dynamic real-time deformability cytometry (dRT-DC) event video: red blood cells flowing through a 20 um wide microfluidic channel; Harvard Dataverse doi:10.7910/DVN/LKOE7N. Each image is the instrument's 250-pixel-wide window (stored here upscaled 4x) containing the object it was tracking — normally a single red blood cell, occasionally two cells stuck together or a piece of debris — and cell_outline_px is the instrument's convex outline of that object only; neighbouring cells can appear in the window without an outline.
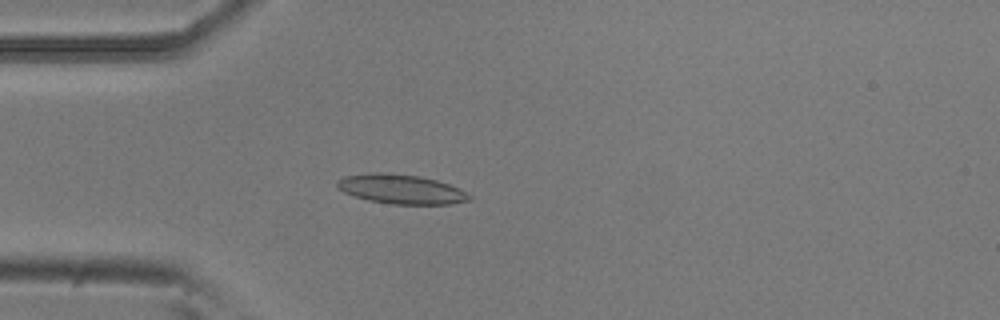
{"species": "common noctule bat (a hibernating species)", "species_latin": "Nyctalus noctula", "temperature_condition": "room temperature", "stored_images_in_passage": 41, "camera_frame_rate_fps": 3000, "um_per_image_px": 0.085, "animal": {"sex": "male", "body_mass_g": 20.5, "forearm_length_mm": 52.5}, "frame": {"image": 1, "passage_image": 14, "time_ms": 4.333, "image_size_px": [1000, 320], "cell_outline_px": [[472, 200], [452, 204], [392, 204], [368, 200], [344, 192], [336, 188], [336, 180], [344, 176], [368, 172], [380, 172], [420, 176], [436, 180], [460, 188], [472, 196]], "centroid_in_image_um": [34.09, 16.07], "position_along_channel_um": 50.9, "area_um2": 22.83}}
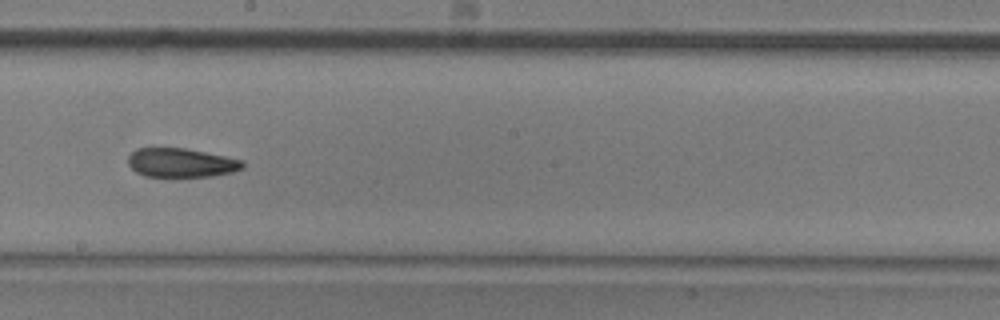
{"frame": {"image": 2, "passage_image": 29, "time_ms": 9.333, "image_size_px": [1000, 320], "cell_outline_px": [[244, 168], [232, 172], [212, 176], [144, 176], [136, 172], [128, 164], [128, 156], [136, 148], [184, 148], [244, 160]], "centroid_in_image_um": [15.39, 13.83], "position_along_channel_um": 232.8, "area_um2": 19.25}}
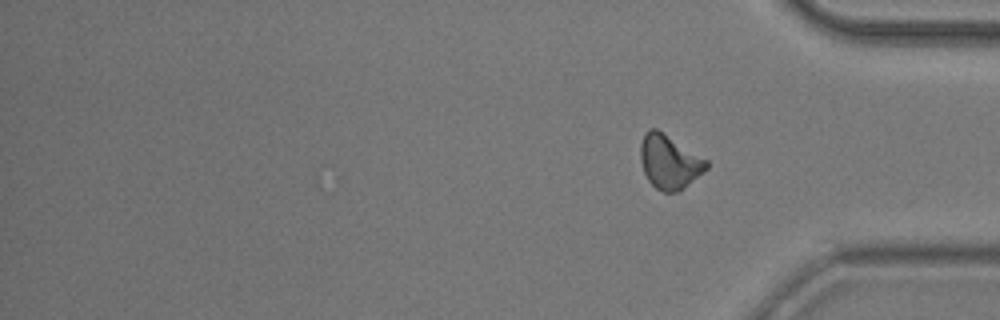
{"frame": {"image": 3, "passage_image": 41, "time_ms": 13.333, "image_size_px": [1000, 320], "cell_outline_px": [[708, 168], [680, 192], [664, 192], [656, 188], [648, 180], [644, 172], [640, 160], [640, 144], [644, 132], [648, 128], [656, 128], [708, 160]], "centroid_in_image_um": [56.88, 13.75], "position_along_channel_um": 378.3, "area_um2": 20.87}, "authors_computed_cell_mechanics": {"area_um2": 20.9814, "velocity_mm_per_s": 3.8054, "shape_relaxation_time_tau1_ms": 9.0683, "shape_relaxation_time_tau2_ms": 5.7419, "deformation_change_tau1": 0.1695, "deformation_change_tau2": 0.1278}}